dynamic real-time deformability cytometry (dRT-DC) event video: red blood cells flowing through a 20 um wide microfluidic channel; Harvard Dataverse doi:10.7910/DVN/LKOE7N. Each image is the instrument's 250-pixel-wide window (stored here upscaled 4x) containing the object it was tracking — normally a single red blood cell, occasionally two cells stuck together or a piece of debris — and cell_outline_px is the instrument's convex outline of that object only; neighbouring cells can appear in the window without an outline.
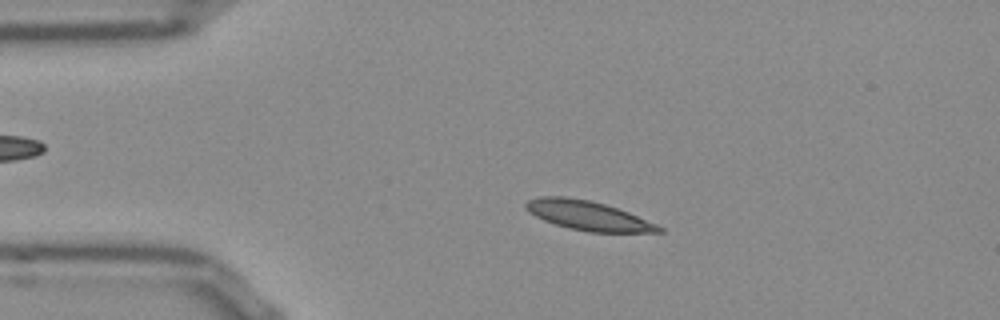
{"species": "Egyptian fruit bat (a non-hibernating species)", "species_latin": "Rousettus aegyptiacus", "temperature_condition": "room temperature", "stored_images_in_passage": 46, "camera_frame_rate_fps": 3000, "um_per_image_px": 0.085, "frame": {"image": 1, "passage_image": 4, "time_ms": 1.0, "image_size_px": [1000, 320], "cell_outline_px": [[664, 232], [588, 232], [568, 228], [544, 220], [528, 212], [524, 204], [528, 200], [540, 196], [564, 196], [588, 200], [604, 204], [628, 212], [656, 224], [664, 228]], "centroid_in_image_um": [49.96, 18.32], "position_along_channel_um": 35.0, "area_um2": 22.54}}
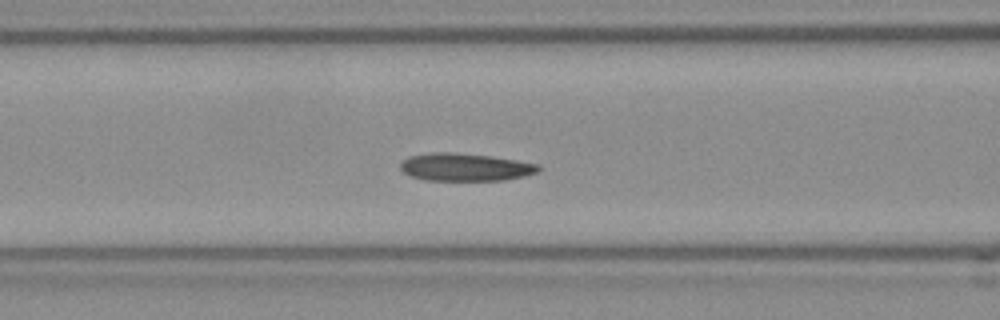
{"frame": {"image": 2, "passage_image": 14, "time_ms": 4.333, "image_size_px": [1000, 320], "cell_outline_px": [[540, 168], [536, 172], [524, 176], [504, 180], [424, 180], [412, 176], [404, 172], [400, 168], [400, 164], [408, 156], [432, 152], [452, 152], [492, 156], [540, 164]], "centroid_in_image_um": [39.54, 14.2], "position_along_channel_um": 127.1, "area_um2": 22.25}}
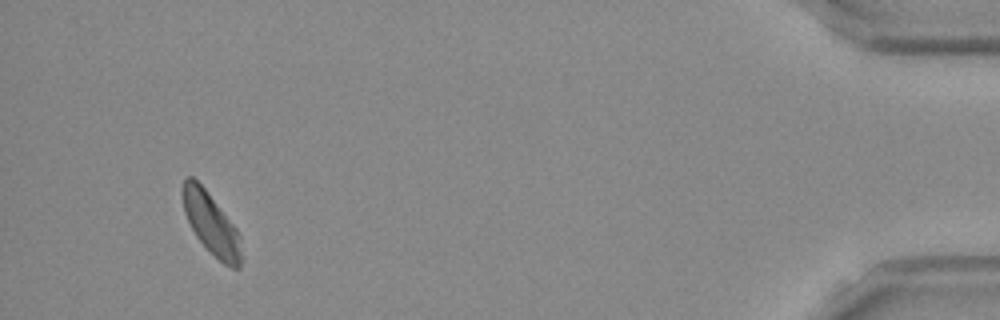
{"frame": {"image": 3, "passage_image": 43, "time_ms": 14.0, "image_size_px": [1000, 320], "cell_outline_px": [[244, 260], [240, 268], [232, 268], [224, 264], [196, 236], [184, 212], [184, 180], [188, 176], [192, 176], [204, 188], [236, 228], [240, 236]], "centroid_in_image_um": [18.02, 19.09], "position_along_channel_um": 417.2, "area_um2": 20.52}, "authors_computed_cell_mechanics": {"area_um2": 21.9929, "velocity_mm_per_s": 3.8, "shape_relaxation_time_tau1_ms": null, "shape_relaxation_time_tau2_ms": 6.4817, "deformation_change_tau1": null, "deformation_change_tau2": 0.1248}}